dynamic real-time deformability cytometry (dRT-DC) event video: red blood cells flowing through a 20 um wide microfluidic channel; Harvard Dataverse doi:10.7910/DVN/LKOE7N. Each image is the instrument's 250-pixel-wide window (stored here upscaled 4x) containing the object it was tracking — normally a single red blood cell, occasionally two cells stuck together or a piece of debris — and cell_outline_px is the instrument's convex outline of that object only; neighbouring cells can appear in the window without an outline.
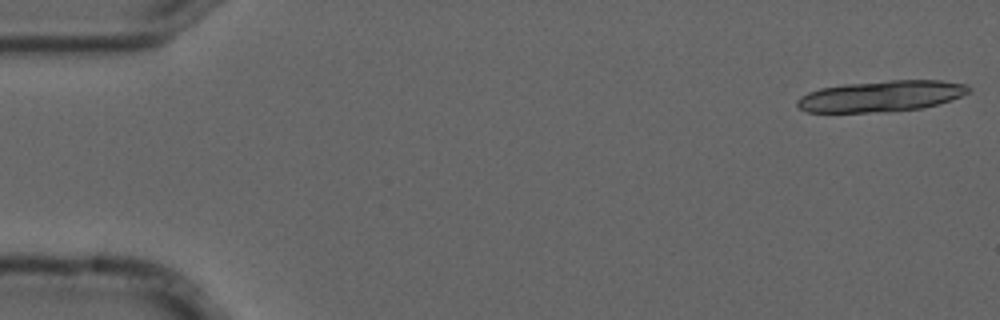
{"species": "common noctule bat (a hibernating species)", "species_latin": "Nyctalus noctula", "temperature_condition": "cold", "stored_images_in_passage": 2, "camera_frame_rate_fps": 3000, "um_per_image_px": 0.085, "animal": {"sex": "male", "forearm_length_mm": 52.5}, "frame": {"image": 1, "passage_image": 1, "time_ms": 0.0, "image_size_px": [1000, 320], "cell_outline_px": [[972, 92], [924, 108], [884, 112], [808, 112], [800, 108], [796, 104], [796, 100], [800, 96], [808, 92], [820, 88], [844, 84], [888, 80], [940, 80], [968, 84], [972, 88]], "centroid_in_image_um": [74.92, 8.16], "position_along_channel_um": 10.1, "area_um2": 31.21}}